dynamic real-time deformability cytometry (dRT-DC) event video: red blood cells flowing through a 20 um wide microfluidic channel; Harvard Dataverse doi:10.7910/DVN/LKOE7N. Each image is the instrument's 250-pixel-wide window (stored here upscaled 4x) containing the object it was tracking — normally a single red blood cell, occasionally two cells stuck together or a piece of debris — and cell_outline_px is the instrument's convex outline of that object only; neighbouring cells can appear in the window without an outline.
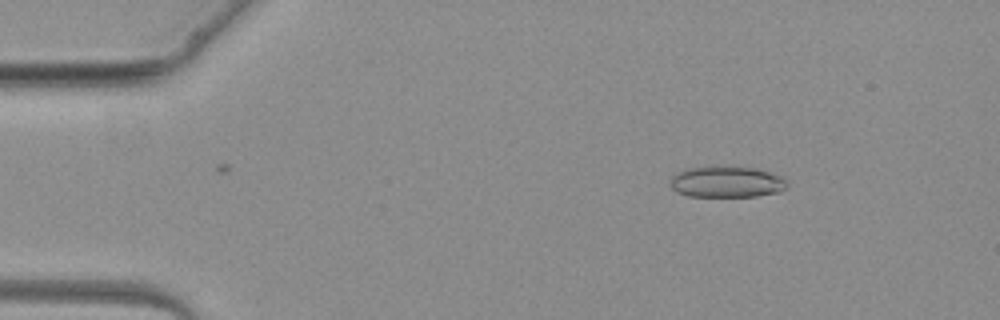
{"species": "common noctule bat (a hibernating species)", "species_latin": "Nyctalus noctula", "temperature_condition": "warm", "stored_images_in_passage": 3, "camera_frame_rate_fps": 3000, "um_per_image_px": 0.085, "animal": {"sex": "female", "body_mass_g": 19.3, "forearm_length_mm": 54.1}, "frame": {"image": 1, "passage_image": 1, "time_ms": 0.0, "image_size_px": [1000, 320], "cell_outline_px": [[788, 188], [780, 192], [756, 196], [688, 196], [676, 192], [668, 184], [672, 176], [676, 172], [688, 168], [708, 164], [724, 164], [756, 168], [780, 176], [788, 184]], "centroid_in_image_um": [61.72, 15.42], "position_along_channel_um": 23.3, "area_um2": 22.08}}